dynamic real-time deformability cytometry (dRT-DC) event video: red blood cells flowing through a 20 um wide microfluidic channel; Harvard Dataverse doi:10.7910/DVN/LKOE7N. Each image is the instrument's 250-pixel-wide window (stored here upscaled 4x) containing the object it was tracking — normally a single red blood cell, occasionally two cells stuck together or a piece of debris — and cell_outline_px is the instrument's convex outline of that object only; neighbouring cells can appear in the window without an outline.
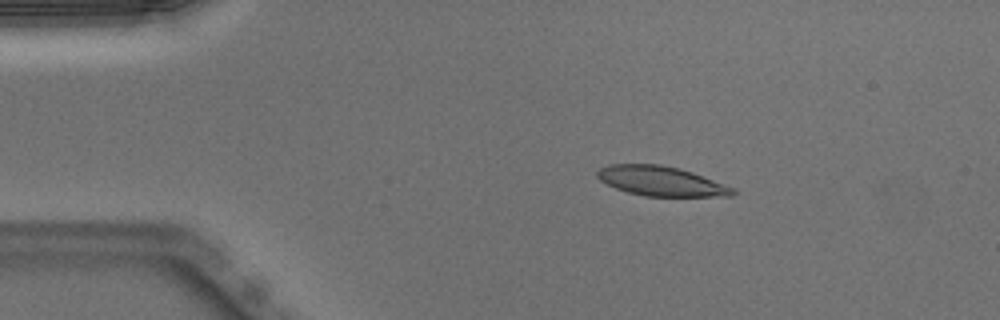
{"species": "Egyptian fruit bat (a non-hibernating species)", "species_latin": "Rousettus aegyptiacus", "temperature_condition": "warm", "stored_images_in_passage": 50, "camera_frame_rate_fps": 3000, "um_per_image_px": 0.085, "animal": {"sex": "male"}, "frame": {"image": 1, "passage_image": 9, "time_ms": 2.667, "image_size_px": [1000, 320], "cell_outline_px": [[736, 192], [732, 196], [644, 196], [628, 192], [616, 188], [600, 180], [596, 176], [596, 172], [600, 168], [608, 164], [660, 164], [680, 168], [692, 172], [736, 188]], "centroid_in_image_um": [56.2, 15.39], "position_along_channel_um": 28.8, "area_um2": 23.47}}
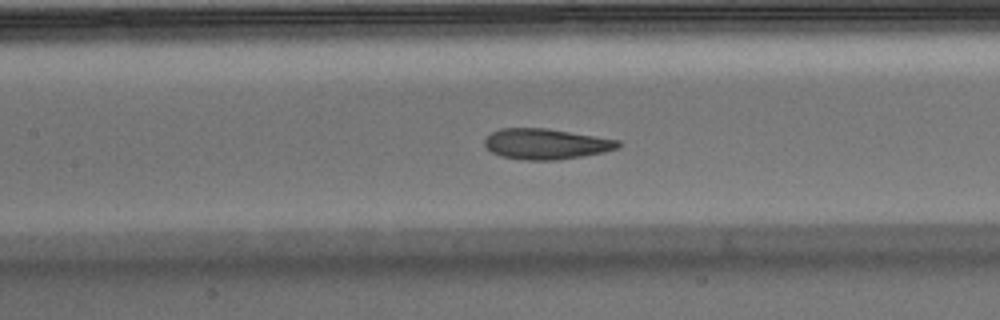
{"frame": {"image": 2, "passage_image": 23, "time_ms": 7.333, "image_size_px": [1000, 320], "cell_outline_px": [[620, 148], [604, 152], [556, 160], [524, 160], [500, 156], [492, 152], [484, 144], [484, 140], [492, 132], [500, 128], [544, 128], [620, 140]], "centroid_in_image_um": [46.4, 12.24], "position_along_channel_um": 161.0, "area_um2": 23.64}}
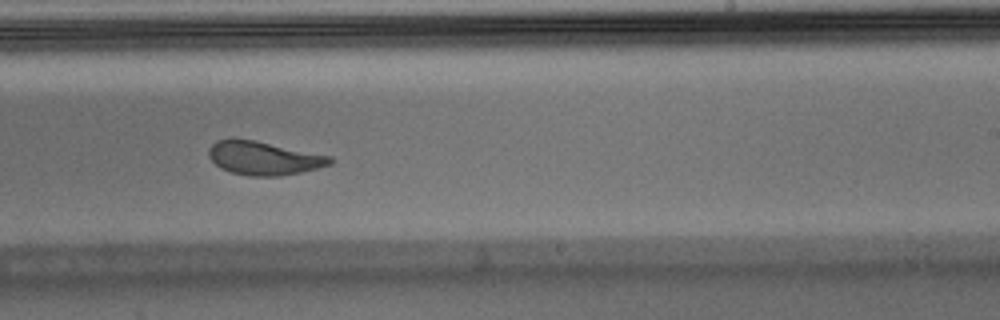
{"frame": {"image": 3, "passage_image": 31, "time_ms": 10.0, "image_size_px": [1000, 320], "cell_outline_px": [[332, 164], [320, 168], [280, 176], [248, 176], [232, 172], [220, 168], [208, 156], [208, 148], [216, 140], [232, 136], [256, 140], [332, 156]], "centroid_in_image_um": [22.39, 13.41], "position_along_channel_um": 266.6, "area_um2": 24.22}, "authors_computed_cell_mechanics": {"area_um2": 24.3049, "velocity_mm_per_s": 3.9753, "shape_relaxation_time_tau1_ms": 3.4001, "shape_relaxation_time_tau2_ms": 1.3241, "deformation_change_tau1": 0.1561, "deformation_change_tau2": 0.0787}}